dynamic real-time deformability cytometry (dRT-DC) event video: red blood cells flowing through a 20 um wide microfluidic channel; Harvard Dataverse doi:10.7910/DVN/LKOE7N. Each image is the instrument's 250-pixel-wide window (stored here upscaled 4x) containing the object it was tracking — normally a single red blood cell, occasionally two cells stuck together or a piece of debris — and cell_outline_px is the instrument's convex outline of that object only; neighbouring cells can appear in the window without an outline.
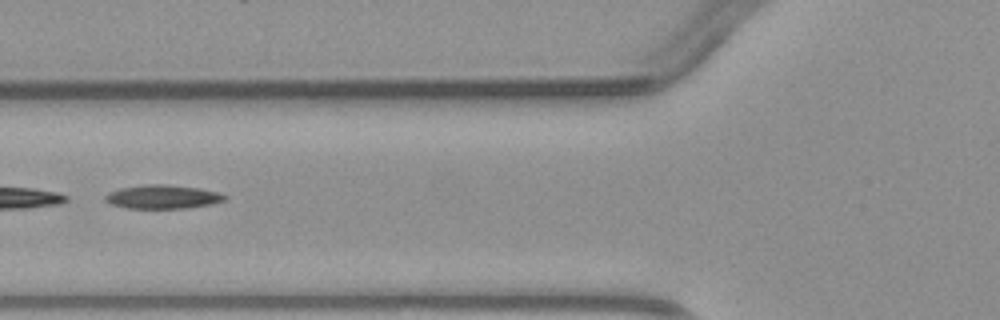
{"species": "common noctule bat (a hibernating species)", "species_latin": "Nyctalus noctula", "temperature_condition": "warm", "stored_images_in_passage": 4, "camera_frame_rate_fps": 3000, "um_per_image_px": 0.085, "animal": {"sex": "male", "body_mass_g": 23.1, "forearm_length_mm": 52.7}, "frame": {"image": 1, "passage_image": 3, "time_ms": 2.333, "image_size_px": [1000, 320], "cell_outline_px": [[228, 196], [224, 200], [212, 204], [184, 208], [128, 208], [112, 204], [104, 200], [104, 196], [108, 192], [120, 188], [148, 184], [168, 184], [200, 188], [220, 192]], "centroid_in_image_um": [13.84, 16.72], "position_along_channel_um": 112.0, "area_um2": 16.59}}
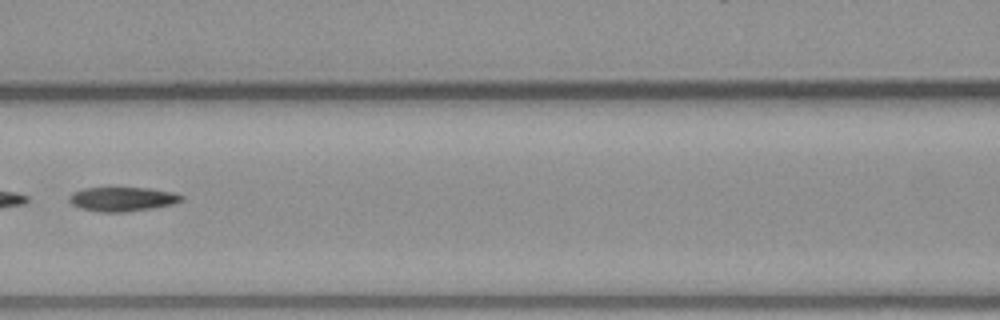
{"frame": {"image": 2, "passage_image": 4, "time_ms": 3.333, "image_size_px": [1000, 320], "cell_outline_px": [[184, 200], [176, 204], [152, 208], [124, 212], [100, 212], [80, 208], [72, 204], [68, 200], [68, 196], [72, 192], [84, 188], [148, 188], [176, 192], [184, 196]], "centroid_in_image_um": [10.44, 16.92], "position_along_channel_um": 156.2, "area_um2": 16.07}}